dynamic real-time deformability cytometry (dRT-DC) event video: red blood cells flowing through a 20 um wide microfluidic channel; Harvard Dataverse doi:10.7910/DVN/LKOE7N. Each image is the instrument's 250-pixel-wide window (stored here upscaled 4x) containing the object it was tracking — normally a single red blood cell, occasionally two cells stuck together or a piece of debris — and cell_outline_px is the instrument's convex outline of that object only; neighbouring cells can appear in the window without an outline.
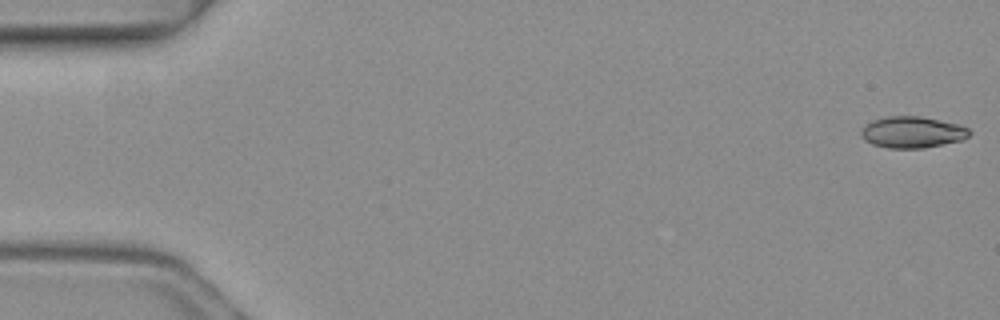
{"species": "common noctule bat (a hibernating species)", "species_latin": "Nyctalus noctula", "temperature_condition": "warm", "stored_images_in_passage": 4, "camera_frame_rate_fps": 3000, "um_per_image_px": 0.085, "animal": {"sex": "female", "body_mass_g": 19.3, "forearm_length_mm": 54.1}, "frame": {"image": 1, "passage_image": 1, "time_ms": 0.0, "image_size_px": [1000, 320], "cell_outline_px": [[972, 132], [968, 136], [960, 140], [924, 148], [888, 148], [872, 144], [864, 140], [860, 136], [860, 132], [872, 120], [888, 116], [920, 116], [960, 124], [968, 128]], "centroid_in_image_um": [77.54, 11.23], "position_along_channel_um": 7.5, "area_um2": 19.77}}
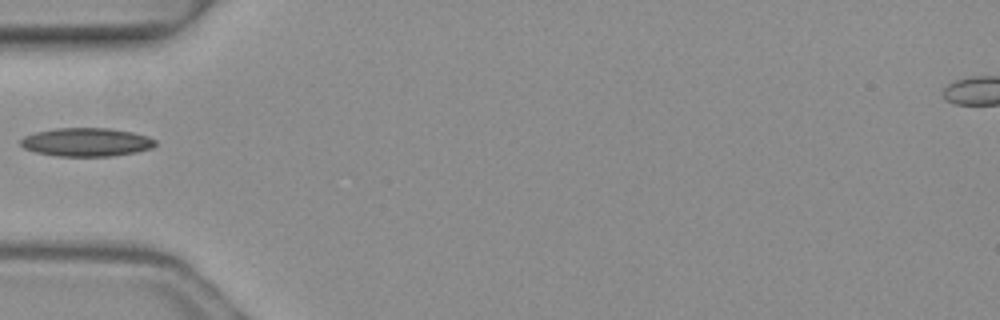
{"frame": {"image": 2, "passage_image": 4, "time_ms": 1.0, "image_size_px": [1000, 320], "cell_outline_px": [[156, 144], [152, 148], [136, 152], [112, 156], [60, 156], [36, 152], [24, 148], [20, 144], [20, 140], [24, 136], [36, 132], [56, 128], [112, 128], [132, 132], [148, 136], [156, 140]], "centroid_in_image_um": [7.37, 12.07], "position_along_channel_um": 77.6, "area_um2": 22.37}}